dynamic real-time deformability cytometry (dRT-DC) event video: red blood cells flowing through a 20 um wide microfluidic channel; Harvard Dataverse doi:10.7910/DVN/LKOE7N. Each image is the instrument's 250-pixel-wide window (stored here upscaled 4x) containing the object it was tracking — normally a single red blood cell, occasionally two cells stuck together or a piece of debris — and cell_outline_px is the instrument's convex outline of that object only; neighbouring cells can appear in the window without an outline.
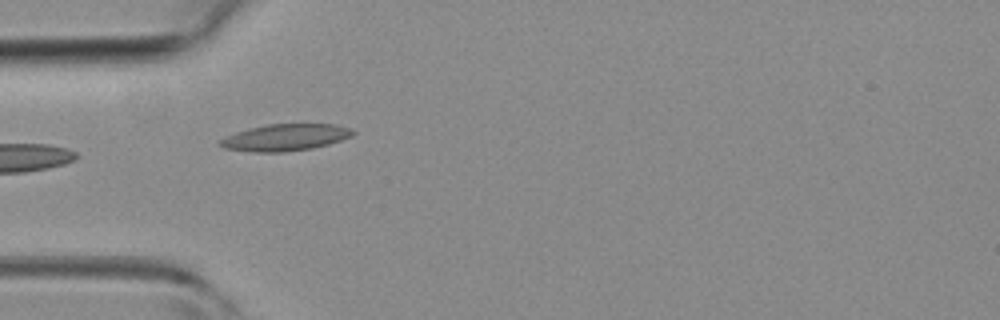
{"species": "common noctule bat (a hibernating species)", "species_latin": "Nyctalus noctula", "temperature_condition": "room temperature", "stored_images_in_passage": 4, "camera_frame_rate_fps": 3000, "um_per_image_px": 0.085, "animal": {"sex": "female", "body_mass_g": 19.3, "forearm_length_mm": 54.1}, "frame": {"image": 1, "passage_image": 3, "time_ms": 4.0, "image_size_px": [1000, 320], "cell_outline_px": [[356, 132], [352, 136], [328, 144], [312, 148], [284, 152], [256, 152], [224, 148], [216, 144], [220, 140], [236, 132], [268, 124], [336, 124], [352, 128]], "centroid_in_image_um": [24.28, 11.68], "position_along_channel_um": 60.7, "area_um2": 20.58}}